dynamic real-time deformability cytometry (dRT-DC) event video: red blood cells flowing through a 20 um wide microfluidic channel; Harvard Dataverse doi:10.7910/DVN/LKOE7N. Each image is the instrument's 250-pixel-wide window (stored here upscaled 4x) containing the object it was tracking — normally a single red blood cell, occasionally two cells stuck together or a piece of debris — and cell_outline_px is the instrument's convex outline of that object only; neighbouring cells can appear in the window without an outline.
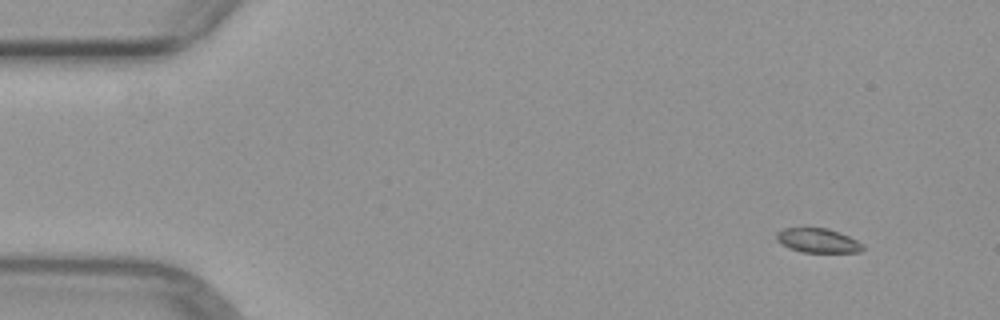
{"species": "common noctule bat (a hibernating species)", "species_latin": "Nyctalus noctula", "temperature_condition": "warm", "stored_images_in_passage": 5, "segment_of_instrument_passage": [1, 2], "camera_frame_rate_fps": 3000, "um_per_image_px": 0.085, "animal": {"sex": "female", "body_mass_g": 29.2, "forearm_length_mm": 56.3}, "frame": {"image": 1, "passage_image": 1, "time_ms": 0.0, "image_size_px": [1000, 320], "cell_outline_px": [[864, 248], [860, 252], [800, 252], [788, 248], [780, 244], [776, 240], [776, 232], [784, 228], [828, 228], [840, 232], [864, 244]], "centroid_in_image_um": [69.49, 20.45], "position_along_channel_um": 15.5, "area_um2": 12.37}}